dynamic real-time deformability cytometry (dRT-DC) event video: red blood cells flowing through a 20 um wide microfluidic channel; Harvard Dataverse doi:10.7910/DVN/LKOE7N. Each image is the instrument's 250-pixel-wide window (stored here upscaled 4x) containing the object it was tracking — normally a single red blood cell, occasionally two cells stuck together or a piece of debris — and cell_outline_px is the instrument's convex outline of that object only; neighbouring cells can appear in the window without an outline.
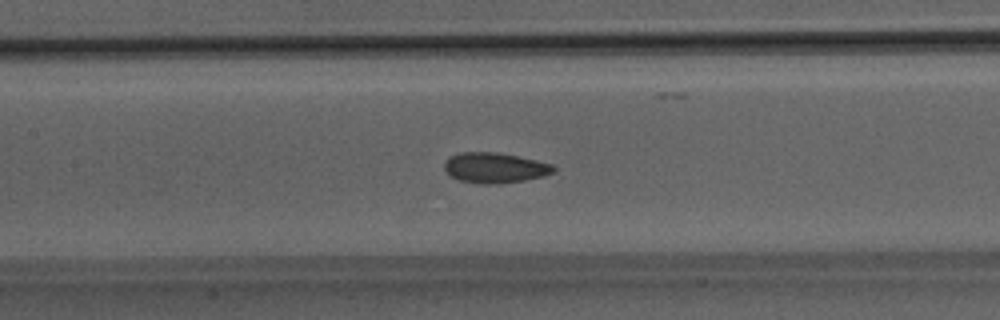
{"species": "Egyptian fruit bat (a non-hibernating species)", "species_latin": "Rousettus aegyptiacus", "temperature_condition": "room temperature", "stored_images_in_passage": 42, "camera_frame_rate_fps": 3000, "um_per_image_px": 0.085, "animal": {"sex": "male"}, "frame": {"image": 1, "passage_image": 19, "time_ms": 6.0, "image_size_px": [1000, 320], "cell_outline_px": [[556, 172], [544, 176], [524, 180], [500, 184], [484, 184], [460, 180], [452, 176], [444, 168], [444, 164], [452, 156], [460, 152], [500, 152], [536, 160], [552, 164], [556, 168]], "centroid_in_image_um": [42.12, 14.26], "position_along_channel_um": 165.3, "area_um2": 19.25}, "authors_computed_cell_mechanics": {"area_um2": 19.074, "velocity_mm_per_s": 4.0633, "shape_relaxation_time_tau1_ms": 5.7397, "shape_relaxation_time_tau2_ms": 1.7002, "deformation_change_tau1": 0.0928, "deformation_change_tau2": 0.0653}}